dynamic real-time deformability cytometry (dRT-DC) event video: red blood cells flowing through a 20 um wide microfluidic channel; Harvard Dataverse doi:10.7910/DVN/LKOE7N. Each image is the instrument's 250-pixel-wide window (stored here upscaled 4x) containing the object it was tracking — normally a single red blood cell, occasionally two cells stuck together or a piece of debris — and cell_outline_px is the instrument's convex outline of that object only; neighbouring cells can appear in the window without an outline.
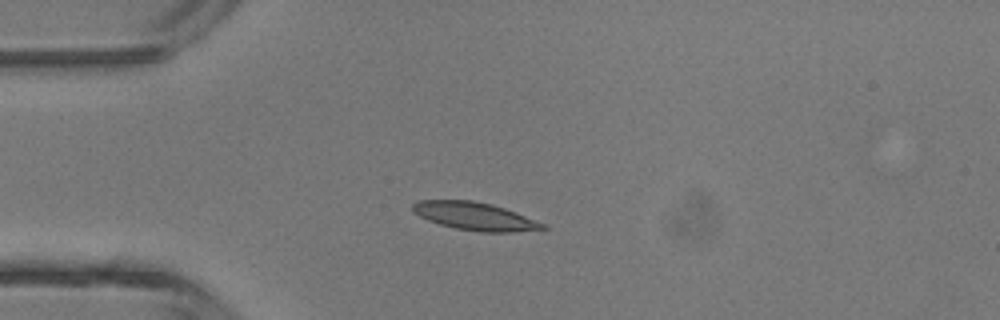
{"species": "common noctule bat (a hibernating species)", "species_latin": "Nyctalus noctula", "temperature_condition": "room temperature", "stored_images_in_passage": 4, "camera_frame_rate_fps": 3000, "um_per_image_px": 0.085, "animal": {"sex": "male", "body_mass_g": 13.3}, "frame": {"image": 1, "passage_image": 3, "time_ms": 2.333, "image_size_px": [1000, 320], "cell_outline_px": [[548, 228], [512, 232], [480, 232], [456, 228], [440, 224], [428, 220], [412, 212], [412, 204], [420, 200], [472, 200], [492, 204], [516, 212], [544, 224]], "centroid_in_image_um": [40.33, 18.37], "position_along_channel_um": 44.7, "area_um2": 20.98}}